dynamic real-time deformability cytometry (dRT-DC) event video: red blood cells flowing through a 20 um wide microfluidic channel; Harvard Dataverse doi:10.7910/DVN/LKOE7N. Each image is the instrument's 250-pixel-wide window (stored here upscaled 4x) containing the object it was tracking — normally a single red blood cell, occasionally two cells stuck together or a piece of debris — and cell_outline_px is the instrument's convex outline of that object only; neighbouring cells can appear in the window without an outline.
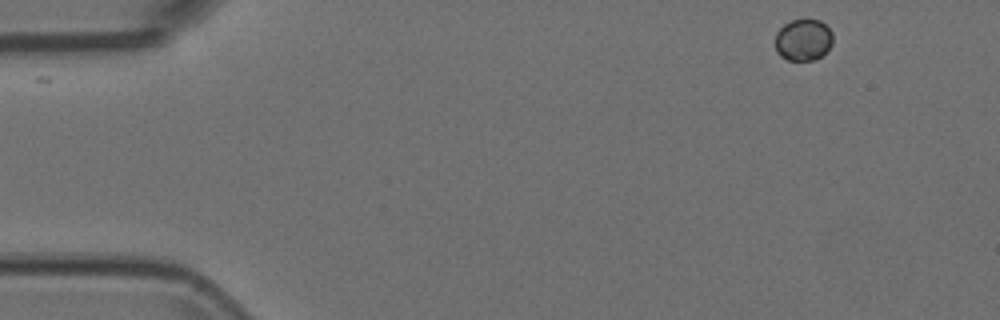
{"species": "Egyptian fruit bat (a non-hibernating species)", "species_latin": "Rousettus aegyptiacus", "temperature_condition": "room temperature", "stored_images_in_passage": 9, "camera_frame_rate_fps": 3000, "um_per_image_px": 0.085, "animal": {"sex": "female"}, "frame": {"image": 1, "passage_image": 1, "time_ms": 0.0, "image_size_px": [1000, 320], "cell_outline_px": [[832, 44], [816, 60], [788, 60], [780, 56], [776, 52], [776, 32], [784, 24], [792, 20], [820, 20], [832, 32]], "centroid_in_image_um": [68.26, 3.39], "position_along_channel_um": 16.7, "area_um2": 13.87}}